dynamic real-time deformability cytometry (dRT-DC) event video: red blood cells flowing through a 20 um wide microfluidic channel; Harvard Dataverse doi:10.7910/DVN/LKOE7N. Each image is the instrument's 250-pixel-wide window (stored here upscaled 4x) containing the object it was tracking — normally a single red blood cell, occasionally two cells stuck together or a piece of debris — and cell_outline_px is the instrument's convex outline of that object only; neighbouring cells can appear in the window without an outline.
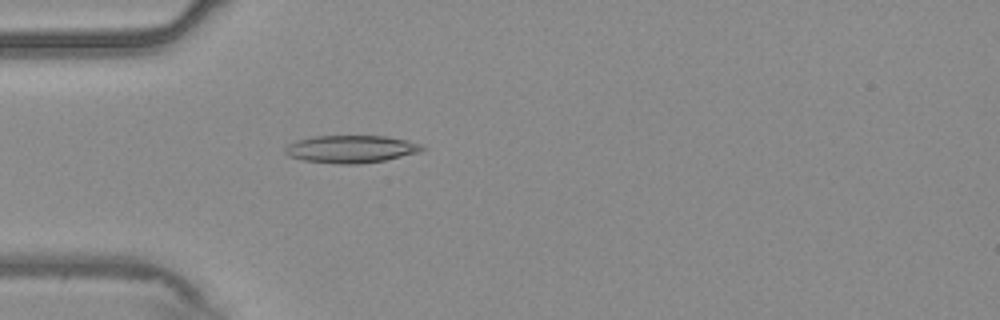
{"species": "common noctule bat (a hibernating species)", "species_latin": "Nyctalus noctula", "temperature_condition": "warm", "stored_images_in_passage": 54, "camera_frame_rate_fps": 3000, "um_per_image_px": 0.085, "animal": {"sex": "male", "body_mass_g": 20.4}, "frame": {"image": 1, "passage_image": 16, "time_ms": 5.0, "image_size_px": [1000, 320], "cell_outline_px": [[428, 148], [420, 152], [384, 160], [360, 164], [336, 164], [304, 160], [288, 156], [284, 152], [284, 148], [288, 144], [296, 140], [312, 136], [384, 136], [408, 140], [420, 144]], "centroid_in_image_um": [29.83, 12.67], "position_along_channel_um": 55.2, "area_um2": 22.14}}
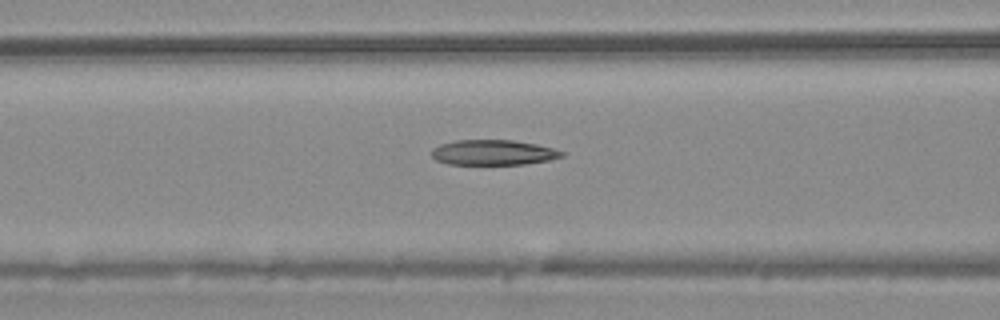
{"frame": {"image": 2, "passage_image": 22, "time_ms": 7.0, "image_size_px": [1000, 320], "cell_outline_px": [[564, 156], [548, 160], [524, 164], [448, 164], [436, 160], [432, 156], [432, 148], [440, 144], [456, 140], [512, 140], [536, 144], [552, 148], [564, 152]], "centroid_in_image_um": [41.9, 12.96], "position_along_channel_um": 124.7, "area_um2": 19.02}}
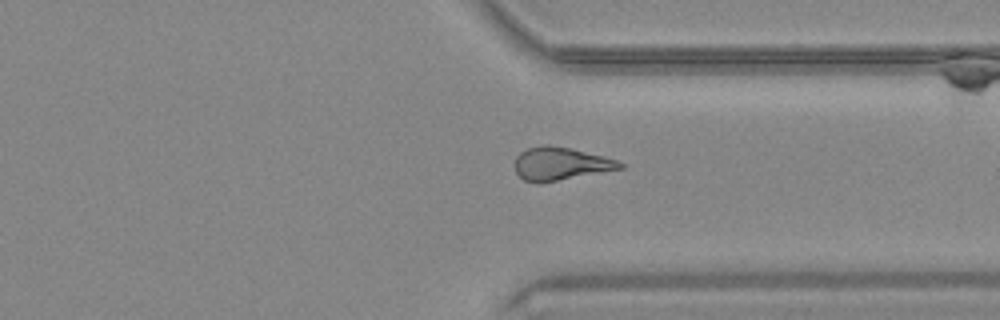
{"frame": {"image": 3, "passage_image": 41, "time_ms": 13.333, "image_size_px": [1000, 320], "cell_outline_px": [[624, 168], [536, 184], [524, 180], [516, 172], [516, 156], [520, 152], [528, 148], [544, 144], [548, 144], [572, 148], [604, 156], [616, 160], [624, 164]], "centroid_in_image_um": [47.64, 13.91], "position_along_channel_um": 363.8, "area_um2": 20.17}, "authors_computed_cell_mechanics": {"area_um2": 20.7791, "velocity_mm_per_s": 3.7741, "shape_relaxation_time_tau1_ms": null, "shape_relaxation_time_tau2_ms": 4.4946, "deformation_change_tau1": null, "deformation_change_tau2": 0.1455}}